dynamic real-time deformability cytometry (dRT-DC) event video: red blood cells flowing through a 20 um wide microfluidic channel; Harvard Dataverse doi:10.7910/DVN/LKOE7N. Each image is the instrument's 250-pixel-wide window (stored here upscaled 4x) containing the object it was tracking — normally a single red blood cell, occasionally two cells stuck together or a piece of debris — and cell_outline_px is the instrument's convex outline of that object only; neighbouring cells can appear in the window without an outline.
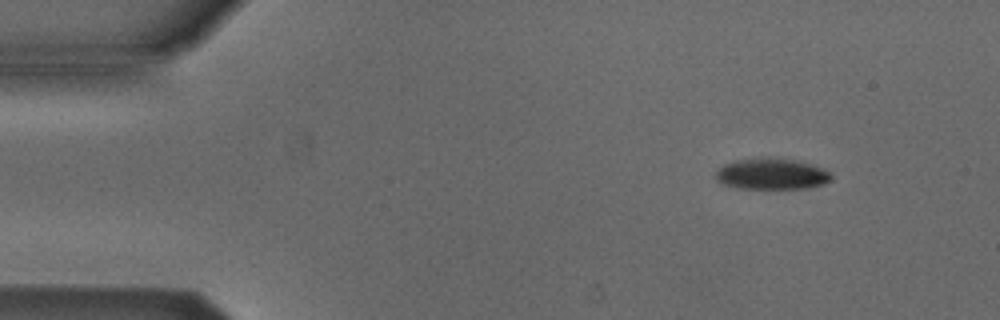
{"species": "Egyptian fruit bat (a non-hibernating species)", "species_latin": "Rousettus aegyptiacus", "temperature_condition": "cold", "stored_images_in_passage": 6, "camera_frame_rate_fps": 3000, "um_per_image_px": 0.085, "animal": {"sex": "male"}, "frame": {"image": 1, "passage_image": 2, "time_ms": 1.0, "image_size_px": [1000, 320], "cell_outline_px": [[832, 180], [824, 184], [808, 188], [736, 188], [720, 184], [712, 176], [724, 164], [736, 160], [760, 156], [772, 156], [800, 160], [824, 168], [832, 172]], "centroid_in_image_um": [65.6, 14.76], "position_along_channel_um": 19.4, "area_um2": 21.79}}
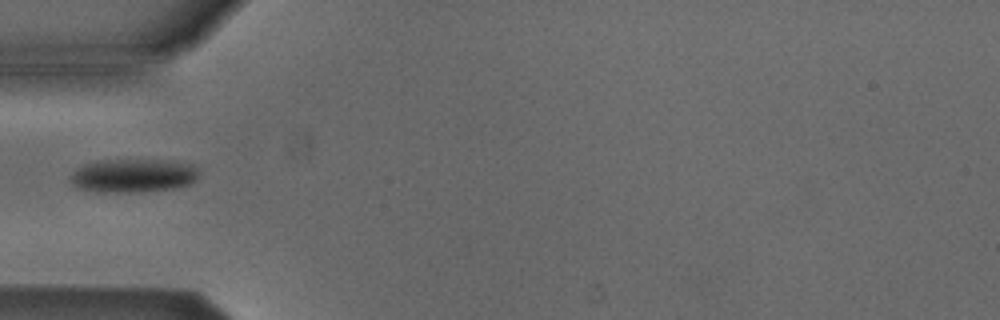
{"frame": {"image": 2, "passage_image": 5, "time_ms": 4.667, "image_size_px": [1000, 320], "cell_outline_px": [[200, 172], [196, 180], [188, 184], [176, 188], [140, 192], [96, 192], [76, 188], [68, 180], [68, 176], [72, 172], [84, 164], [108, 160], [172, 160], [192, 164]], "centroid_in_image_um": [11.31, 14.94], "position_along_channel_um": 73.7, "area_um2": 25.49}}